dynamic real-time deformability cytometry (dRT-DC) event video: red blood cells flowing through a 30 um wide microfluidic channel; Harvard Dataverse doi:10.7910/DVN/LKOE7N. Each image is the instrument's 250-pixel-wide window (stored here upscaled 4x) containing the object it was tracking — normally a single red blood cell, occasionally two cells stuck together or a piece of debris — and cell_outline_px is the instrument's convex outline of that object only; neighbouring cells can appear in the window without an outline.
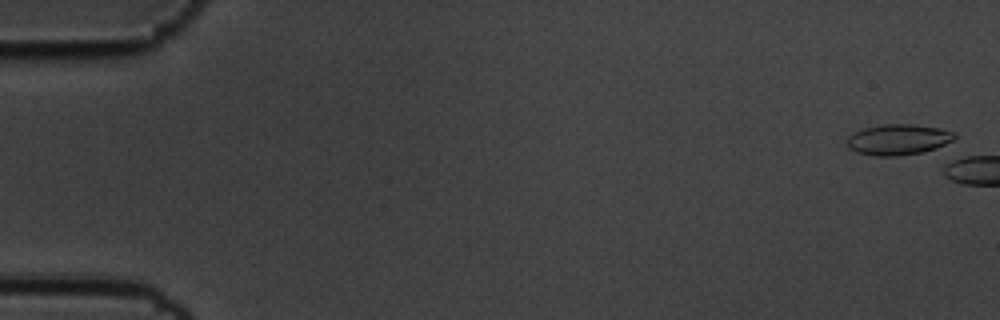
{"species": "common noctule bat (a hibernating species)", "species_latin": "Nyctalus noctula", "temperature_condition": "cold", "stored_images_in_passage": 6, "camera_frame_rate_fps": 3000, "um_per_image_px": 0.085, "animal": {"sex": "male", "body_mass_g": 19.5, "forearm_length_mm": 54.6}, "frame": {"image": 1, "passage_image": 2, "time_ms": 0.333, "image_size_px": [1000, 320], "cell_outline_px": [[956, 136], [952, 140], [936, 148], [924, 152], [896, 156], [876, 156], [856, 152], [848, 148], [848, 136], [864, 128], [884, 124], [916, 124], [940, 128], [956, 132]], "centroid_in_image_um": [76.37, 11.86], "position_along_channel_um": 8.6, "area_um2": 19.25}}